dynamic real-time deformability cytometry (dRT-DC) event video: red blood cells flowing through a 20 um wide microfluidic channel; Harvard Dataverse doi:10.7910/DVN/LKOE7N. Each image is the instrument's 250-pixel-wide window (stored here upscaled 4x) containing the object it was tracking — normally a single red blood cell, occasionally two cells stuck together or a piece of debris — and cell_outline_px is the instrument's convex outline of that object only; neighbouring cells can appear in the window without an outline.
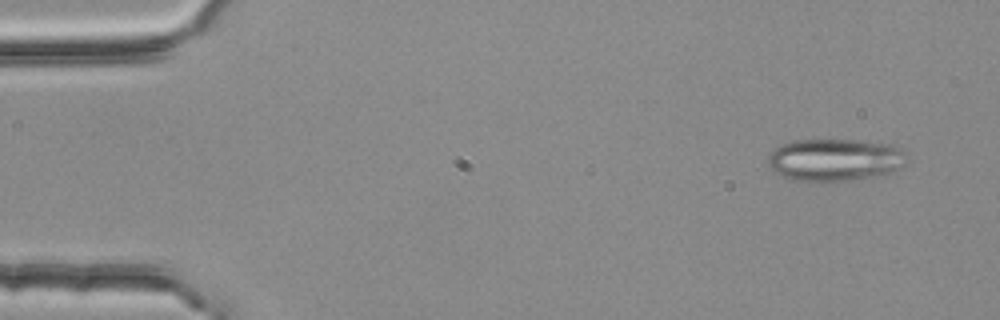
{"species": "common noctule bat (a hibernating species)", "species_latin": "Nyctalus noctula", "temperature_condition": "room temperature", "stored_images_in_passage": 4, "camera_frame_rate_fps": 3000, "um_per_image_px": 0.085, "animal": {"sex": "female", "body_mass_g": 25.1}, "frame": {"image": 1, "passage_image": 1, "time_ms": 0.0, "image_size_px": [1000, 320], "cell_outline_px": [[904, 164], [900, 168], [884, 176], [820, 184], [812, 184], [780, 176], [768, 164], [768, 156], [780, 144], [792, 140], [860, 140], [892, 144], [900, 148], [904, 152]], "centroid_in_image_um": [70.96, 13.62], "position_along_channel_um": 14.0, "area_um2": 35.2}}